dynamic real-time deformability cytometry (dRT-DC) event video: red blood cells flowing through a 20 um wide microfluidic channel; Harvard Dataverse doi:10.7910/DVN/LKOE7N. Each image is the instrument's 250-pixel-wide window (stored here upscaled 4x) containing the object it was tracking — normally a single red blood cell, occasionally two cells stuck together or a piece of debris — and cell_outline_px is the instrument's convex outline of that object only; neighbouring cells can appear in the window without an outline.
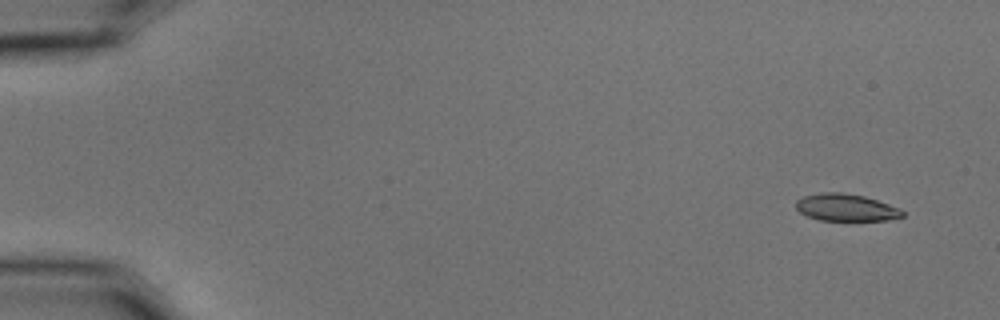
{"species": "common noctule bat (a hibernating species)", "species_latin": "Nyctalus noctula", "temperature_condition": "cold", "stored_images_in_passage": 5, "camera_frame_rate_fps": 3000, "um_per_image_px": 0.085, "animal": {"sex": "male", "body_mass_g": 15.6}, "frame": {"image": 1, "passage_image": 1, "time_ms": 0.0, "image_size_px": [1000, 320], "cell_outline_px": [[904, 216], [888, 220], [820, 220], [808, 216], [800, 212], [796, 208], [796, 200], [804, 196], [820, 192], [840, 192], [864, 196], [900, 208], [904, 212]], "centroid_in_image_um": [71.9, 17.63], "position_along_channel_um": 13.1, "area_um2": 16.76}}
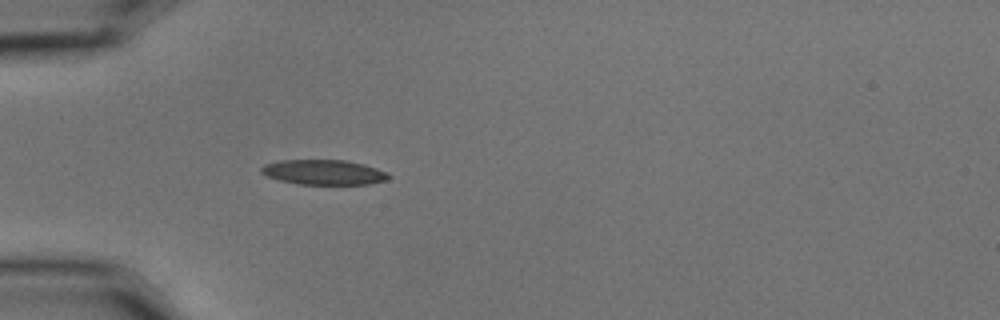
{"frame": {"image": 2, "passage_image": 5, "time_ms": 1.333, "image_size_px": [1000, 320], "cell_outline_px": [[392, 176], [388, 180], [368, 184], [300, 184], [280, 180], [268, 176], [260, 172], [260, 168], [264, 164], [280, 160], [344, 160], [364, 164], [376, 168]], "centroid_in_image_um": [27.52, 14.64], "position_along_channel_um": 57.5, "area_um2": 18.44}}